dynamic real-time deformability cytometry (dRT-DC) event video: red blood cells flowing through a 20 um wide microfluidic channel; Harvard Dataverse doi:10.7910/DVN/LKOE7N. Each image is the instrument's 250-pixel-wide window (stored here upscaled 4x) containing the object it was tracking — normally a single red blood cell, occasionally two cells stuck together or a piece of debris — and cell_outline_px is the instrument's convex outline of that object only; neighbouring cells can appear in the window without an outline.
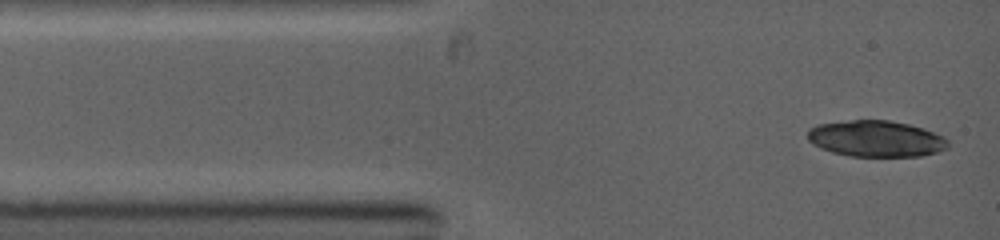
{"species": "common noctule bat (a hibernating species)", "species_latin": "Nyctalus noctula", "temperature_condition": "warm", "stored_images_in_passage": 2, "camera_frame_rate_fps": 5000, "um_per_image_px": 0.085, "animal": {"sex": "female", "body_mass_g": 19.0, "forearm_length_mm": 53.3}, "frame": {"image": 1, "passage_image": 1, "time_ms": 0.0, "image_size_px": [1000, 240], "cell_outline_px": [[948, 148], [936, 152], [920, 156], [848, 156], [832, 152], [820, 148], [812, 144], [808, 140], [808, 128], [816, 124], [852, 120], [888, 120], [908, 124], [924, 128], [944, 136], [948, 140]], "centroid_in_image_um": [74.45, 11.78], "position_along_channel_um": 10.6, "area_um2": 29.82}}